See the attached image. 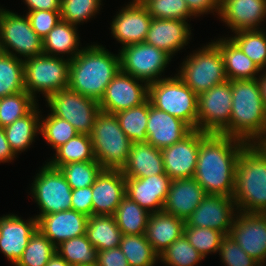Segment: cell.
<instances>
[{
	"mask_svg": "<svg viewBox=\"0 0 266 266\" xmlns=\"http://www.w3.org/2000/svg\"><path fill=\"white\" fill-rule=\"evenodd\" d=\"M185 221L164 211L150 213L145 237L160 255L183 235Z\"/></svg>",
	"mask_w": 266,
	"mask_h": 266,
	"instance_id": "obj_28",
	"label": "cell"
},
{
	"mask_svg": "<svg viewBox=\"0 0 266 266\" xmlns=\"http://www.w3.org/2000/svg\"><path fill=\"white\" fill-rule=\"evenodd\" d=\"M172 179L167 174L126 178V195L149 213L160 212Z\"/></svg>",
	"mask_w": 266,
	"mask_h": 266,
	"instance_id": "obj_22",
	"label": "cell"
},
{
	"mask_svg": "<svg viewBox=\"0 0 266 266\" xmlns=\"http://www.w3.org/2000/svg\"><path fill=\"white\" fill-rule=\"evenodd\" d=\"M31 27L36 34L44 39L61 20L60 10H37L26 13Z\"/></svg>",
	"mask_w": 266,
	"mask_h": 266,
	"instance_id": "obj_49",
	"label": "cell"
},
{
	"mask_svg": "<svg viewBox=\"0 0 266 266\" xmlns=\"http://www.w3.org/2000/svg\"><path fill=\"white\" fill-rule=\"evenodd\" d=\"M40 117V135L54 151L75 137L77 130L68 121L54 116L51 112L47 117Z\"/></svg>",
	"mask_w": 266,
	"mask_h": 266,
	"instance_id": "obj_42",
	"label": "cell"
},
{
	"mask_svg": "<svg viewBox=\"0 0 266 266\" xmlns=\"http://www.w3.org/2000/svg\"><path fill=\"white\" fill-rule=\"evenodd\" d=\"M121 129L132 143H147V121L149 99L139 106L119 111L115 114Z\"/></svg>",
	"mask_w": 266,
	"mask_h": 266,
	"instance_id": "obj_35",
	"label": "cell"
},
{
	"mask_svg": "<svg viewBox=\"0 0 266 266\" xmlns=\"http://www.w3.org/2000/svg\"><path fill=\"white\" fill-rule=\"evenodd\" d=\"M213 41L222 54L228 80H254L259 77L262 71L229 37L223 36Z\"/></svg>",
	"mask_w": 266,
	"mask_h": 266,
	"instance_id": "obj_29",
	"label": "cell"
},
{
	"mask_svg": "<svg viewBox=\"0 0 266 266\" xmlns=\"http://www.w3.org/2000/svg\"><path fill=\"white\" fill-rule=\"evenodd\" d=\"M237 212L232 197L208 194L185 221V226L216 229L229 235Z\"/></svg>",
	"mask_w": 266,
	"mask_h": 266,
	"instance_id": "obj_16",
	"label": "cell"
},
{
	"mask_svg": "<svg viewBox=\"0 0 266 266\" xmlns=\"http://www.w3.org/2000/svg\"><path fill=\"white\" fill-rule=\"evenodd\" d=\"M28 7L27 12L37 10H60L61 0H23Z\"/></svg>",
	"mask_w": 266,
	"mask_h": 266,
	"instance_id": "obj_53",
	"label": "cell"
},
{
	"mask_svg": "<svg viewBox=\"0 0 266 266\" xmlns=\"http://www.w3.org/2000/svg\"><path fill=\"white\" fill-rule=\"evenodd\" d=\"M72 190L92 186L103 170L98 161L72 162L59 167Z\"/></svg>",
	"mask_w": 266,
	"mask_h": 266,
	"instance_id": "obj_44",
	"label": "cell"
},
{
	"mask_svg": "<svg viewBox=\"0 0 266 266\" xmlns=\"http://www.w3.org/2000/svg\"><path fill=\"white\" fill-rule=\"evenodd\" d=\"M54 156L47 163L55 168L72 162L97 161L94 157L91 136L77 134L55 150Z\"/></svg>",
	"mask_w": 266,
	"mask_h": 266,
	"instance_id": "obj_33",
	"label": "cell"
},
{
	"mask_svg": "<svg viewBox=\"0 0 266 266\" xmlns=\"http://www.w3.org/2000/svg\"><path fill=\"white\" fill-rule=\"evenodd\" d=\"M85 235L97 251H103L119 247L123 233L113 215H92Z\"/></svg>",
	"mask_w": 266,
	"mask_h": 266,
	"instance_id": "obj_32",
	"label": "cell"
},
{
	"mask_svg": "<svg viewBox=\"0 0 266 266\" xmlns=\"http://www.w3.org/2000/svg\"><path fill=\"white\" fill-rule=\"evenodd\" d=\"M120 70L119 52L113 54L98 43L87 45L70 61L68 87L99 102Z\"/></svg>",
	"mask_w": 266,
	"mask_h": 266,
	"instance_id": "obj_2",
	"label": "cell"
},
{
	"mask_svg": "<svg viewBox=\"0 0 266 266\" xmlns=\"http://www.w3.org/2000/svg\"><path fill=\"white\" fill-rule=\"evenodd\" d=\"M188 21L152 18L145 42L170 56L185 48L191 39Z\"/></svg>",
	"mask_w": 266,
	"mask_h": 266,
	"instance_id": "obj_23",
	"label": "cell"
},
{
	"mask_svg": "<svg viewBox=\"0 0 266 266\" xmlns=\"http://www.w3.org/2000/svg\"><path fill=\"white\" fill-rule=\"evenodd\" d=\"M257 80H258V85L260 88V94L262 97V101L264 102V105L266 108V72L265 70L261 72Z\"/></svg>",
	"mask_w": 266,
	"mask_h": 266,
	"instance_id": "obj_55",
	"label": "cell"
},
{
	"mask_svg": "<svg viewBox=\"0 0 266 266\" xmlns=\"http://www.w3.org/2000/svg\"><path fill=\"white\" fill-rule=\"evenodd\" d=\"M143 0H132V1H130V2H142Z\"/></svg>",
	"mask_w": 266,
	"mask_h": 266,
	"instance_id": "obj_58",
	"label": "cell"
},
{
	"mask_svg": "<svg viewBox=\"0 0 266 266\" xmlns=\"http://www.w3.org/2000/svg\"><path fill=\"white\" fill-rule=\"evenodd\" d=\"M102 0H61V20L78 26L100 11Z\"/></svg>",
	"mask_w": 266,
	"mask_h": 266,
	"instance_id": "obj_46",
	"label": "cell"
},
{
	"mask_svg": "<svg viewBox=\"0 0 266 266\" xmlns=\"http://www.w3.org/2000/svg\"><path fill=\"white\" fill-rule=\"evenodd\" d=\"M261 71H266V32L262 30H241L229 37Z\"/></svg>",
	"mask_w": 266,
	"mask_h": 266,
	"instance_id": "obj_39",
	"label": "cell"
},
{
	"mask_svg": "<svg viewBox=\"0 0 266 266\" xmlns=\"http://www.w3.org/2000/svg\"><path fill=\"white\" fill-rule=\"evenodd\" d=\"M89 217L75 210L41 216L38 229L57 247L63 241L86 234Z\"/></svg>",
	"mask_w": 266,
	"mask_h": 266,
	"instance_id": "obj_25",
	"label": "cell"
},
{
	"mask_svg": "<svg viewBox=\"0 0 266 266\" xmlns=\"http://www.w3.org/2000/svg\"><path fill=\"white\" fill-rule=\"evenodd\" d=\"M71 209L88 217L93 215L92 186L72 190Z\"/></svg>",
	"mask_w": 266,
	"mask_h": 266,
	"instance_id": "obj_50",
	"label": "cell"
},
{
	"mask_svg": "<svg viewBox=\"0 0 266 266\" xmlns=\"http://www.w3.org/2000/svg\"><path fill=\"white\" fill-rule=\"evenodd\" d=\"M185 2L195 18L210 13H217L219 16L221 0H185Z\"/></svg>",
	"mask_w": 266,
	"mask_h": 266,
	"instance_id": "obj_52",
	"label": "cell"
},
{
	"mask_svg": "<svg viewBox=\"0 0 266 266\" xmlns=\"http://www.w3.org/2000/svg\"><path fill=\"white\" fill-rule=\"evenodd\" d=\"M148 99L156 109L184 121L192 130L197 129L198 95L176 74L148 85Z\"/></svg>",
	"mask_w": 266,
	"mask_h": 266,
	"instance_id": "obj_7",
	"label": "cell"
},
{
	"mask_svg": "<svg viewBox=\"0 0 266 266\" xmlns=\"http://www.w3.org/2000/svg\"><path fill=\"white\" fill-rule=\"evenodd\" d=\"M25 90L24 60L0 51V96Z\"/></svg>",
	"mask_w": 266,
	"mask_h": 266,
	"instance_id": "obj_36",
	"label": "cell"
},
{
	"mask_svg": "<svg viewBox=\"0 0 266 266\" xmlns=\"http://www.w3.org/2000/svg\"><path fill=\"white\" fill-rule=\"evenodd\" d=\"M148 99V85L121 70L106 87L99 101L100 110L116 114L139 106Z\"/></svg>",
	"mask_w": 266,
	"mask_h": 266,
	"instance_id": "obj_15",
	"label": "cell"
},
{
	"mask_svg": "<svg viewBox=\"0 0 266 266\" xmlns=\"http://www.w3.org/2000/svg\"><path fill=\"white\" fill-rule=\"evenodd\" d=\"M266 154V134L256 143Z\"/></svg>",
	"mask_w": 266,
	"mask_h": 266,
	"instance_id": "obj_57",
	"label": "cell"
},
{
	"mask_svg": "<svg viewBox=\"0 0 266 266\" xmlns=\"http://www.w3.org/2000/svg\"><path fill=\"white\" fill-rule=\"evenodd\" d=\"M141 4L152 18L189 21L194 15L185 0H143Z\"/></svg>",
	"mask_w": 266,
	"mask_h": 266,
	"instance_id": "obj_47",
	"label": "cell"
},
{
	"mask_svg": "<svg viewBox=\"0 0 266 266\" xmlns=\"http://www.w3.org/2000/svg\"><path fill=\"white\" fill-rule=\"evenodd\" d=\"M207 195L194 178L174 179L162 211L186 221Z\"/></svg>",
	"mask_w": 266,
	"mask_h": 266,
	"instance_id": "obj_24",
	"label": "cell"
},
{
	"mask_svg": "<svg viewBox=\"0 0 266 266\" xmlns=\"http://www.w3.org/2000/svg\"><path fill=\"white\" fill-rule=\"evenodd\" d=\"M221 134L247 144H256L266 134V108L257 79L232 81L230 123Z\"/></svg>",
	"mask_w": 266,
	"mask_h": 266,
	"instance_id": "obj_3",
	"label": "cell"
},
{
	"mask_svg": "<svg viewBox=\"0 0 266 266\" xmlns=\"http://www.w3.org/2000/svg\"><path fill=\"white\" fill-rule=\"evenodd\" d=\"M211 41L187 55L176 74L197 95L228 80L220 49L213 40Z\"/></svg>",
	"mask_w": 266,
	"mask_h": 266,
	"instance_id": "obj_6",
	"label": "cell"
},
{
	"mask_svg": "<svg viewBox=\"0 0 266 266\" xmlns=\"http://www.w3.org/2000/svg\"><path fill=\"white\" fill-rule=\"evenodd\" d=\"M183 235L204 258L209 253H218L221 239L225 236L216 229L196 226H185Z\"/></svg>",
	"mask_w": 266,
	"mask_h": 266,
	"instance_id": "obj_45",
	"label": "cell"
},
{
	"mask_svg": "<svg viewBox=\"0 0 266 266\" xmlns=\"http://www.w3.org/2000/svg\"><path fill=\"white\" fill-rule=\"evenodd\" d=\"M39 110L37 105L29 114L3 128L9 146L16 156L28 149L40 134Z\"/></svg>",
	"mask_w": 266,
	"mask_h": 266,
	"instance_id": "obj_31",
	"label": "cell"
},
{
	"mask_svg": "<svg viewBox=\"0 0 266 266\" xmlns=\"http://www.w3.org/2000/svg\"><path fill=\"white\" fill-rule=\"evenodd\" d=\"M36 101L27 91H22L1 98L0 101V127L11 125L15 120L29 114L37 105Z\"/></svg>",
	"mask_w": 266,
	"mask_h": 266,
	"instance_id": "obj_40",
	"label": "cell"
},
{
	"mask_svg": "<svg viewBox=\"0 0 266 266\" xmlns=\"http://www.w3.org/2000/svg\"><path fill=\"white\" fill-rule=\"evenodd\" d=\"M119 55L121 71L147 85L168 78L162 73L172 61V57L153 45L146 42L126 45L119 49Z\"/></svg>",
	"mask_w": 266,
	"mask_h": 266,
	"instance_id": "obj_10",
	"label": "cell"
},
{
	"mask_svg": "<svg viewBox=\"0 0 266 266\" xmlns=\"http://www.w3.org/2000/svg\"><path fill=\"white\" fill-rule=\"evenodd\" d=\"M197 129L221 134L230 123L232 110V81L216 85L198 95Z\"/></svg>",
	"mask_w": 266,
	"mask_h": 266,
	"instance_id": "obj_13",
	"label": "cell"
},
{
	"mask_svg": "<svg viewBox=\"0 0 266 266\" xmlns=\"http://www.w3.org/2000/svg\"><path fill=\"white\" fill-rule=\"evenodd\" d=\"M147 143L158 149L171 146L186 137L192 129L182 120L156 109L149 100Z\"/></svg>",
	"mask_w": 266,
	"mask_h": 266,
	"instance_id": "obj_26",
	"label": "cell"
},
{
	"mask_svg": "<svg viewBox=\"0 0 266 266\" xmlns=\"http://www.w3.org/2000/svg\"><path fill=\"white\" fill-rule=\"evenodd\" d=\"M219 256L224 266H262L249 256L230 236L225 235L220 242Z\"/></svg>",
	"mask_w": 266,
	"mask_h": 266,
	"instance_id": "obj_48",
	"label": "cell"
},
{
	"mask_svg": "<svg viewBox=\"0 0 266 266\" xmlns=\"http://www.w3.org/2000/svg\"><path fill=\"white\" fill-rule=\"evenodd\" d=\"M39 170L29 192L40 209L35 217L70 210L72 189L59 168L46 162Z\"/></svg>",
	"mask_w": 266,
	"mask_h": 266,
	"instance_id": "obj_11",
	"label": "cell"
},
{
	"mask_svg": "<svg viewBox=\"0 0 266 266\" xmlns=\"http://www.w3.org/2000/svg\"><path fill=\"white\" fill-rule=\"evenodd\" d=\"M219 17L232 33L262 30L260 26L266 20V0H221Z\"/></svg>",
	"mask_w": 266,
	"mask_h": 266,
	"instance_id": "obj_21",
	"label": "cell"
},
{
	"mask_svg": "<svg viewBox=\"0 0 266 266\" xmlns=\"http://www.w3.org/2000/svg\"><path fill=\"white\" fill-rule=\"evenodd\" d=\"M90 136L94 157L103 169L122 170L132 142L121 129L117 116L100 111Z\"/></svg>",
	"mask_w": 266,
	"mask_h": 266,
	"instance_id": "obj_5",
	"label": "cell"
},
{
	"mask_svg": "<svg viewBox=\"0 0 266 266\" xmlns=\"http://www.w3.org/2000/svg\"><path fill=\"white\" fill-rule=\"evenodd\" d=\"M70 60L46 54L24 59L25 90L36 100L42 94L45 100L67 88ZM41 92V93H40Z\"/></svg>",
	"mask_w": 266,
	"mask_h": 266,
	"instance_id": "obj_8",
	"label": "cell"
},
{
	"mask_svg": "<svg viewBox=\"0 0 266 266\" xmlns=\"http://www.w3.org/2000/svg\"><path fill=\"white\" fill-rule=\"evenodd\" d=\"M126 196V177L121 170L103 169L92 185L93 215H114Z\"/></svg>",
	"mask_w": 266,
	"mask_h": 266,
	"instance_id": "obj_20",
	"label": "cell"
},
{
	"mask_svg": "<svg viewBox=\"0 0 266 266\" xmlns=\"http://www.w3.org/2000/svg\"><path fill=\"white\" fill-rule=\"evenodd\" d=\"M56 253L71 266H96L97 249L86 235L63 241L56 247Z\"/></svg>",
	"mask_w": 266,
	"mask_h": 266,
	"instance_id": "obj_37",
	"label": "cell"
},
{
	"mask_svg": "<svg viewBox=\"0 0 266 266\" xmlns=\"http://www.w3.org/2000/svg\"><path fill=\"white\" fill-rule=\"evenodd\" d=\"M114 17L109 29L122 47L145 42L152 17L140 2H128Z\"/></svg>",
	"mask_w": 266,
	"mask_h": 266,
	"instance_id": "obj_18",
	"label": "cell"
},
{
	"mask_svg": "<svg viewBox=\"0 0 266 266\" xmlns=\"http://www.w3.org/2000/svg\"><path fill=\"white\" fill-rule=\"evenodd\" d=\"M232 198L238 211L266 213V154L257 144L240 153Z\"/></svg>",
	"mask_w": 266,
	"mask_h": 266,
	"instance_id": "obj_4",
	"label": "cell"
},
{
	"mask_svg": "<svg viewBox=\"0 0 266 266\" xmlns=\"http://www.w3.org/2000/svg\"><path fill=\"white\" fill-rule=\"evenodd\" d=\"M113 216L123 235H145L150 213L127 195L121 200Z\"/></svg>",
	"mask_w": 266,
	"mask_h": 266,
	"instance_id": "obj_34",
	"label": "cell"
},
{
	"mask_svg": "<svg viewBox=\"0 0 266 266\" xmlns=\"http://www.w3.org/2000/svg\"><path fill=\"white\" fill-rule=\"evenodd\" d=\"M55 253L56 246L37 229L14 266H46Z\"/></svg>",
	"mask_w": 266,
	"mask_h": 266,
	"instance_id": "obj_41",
	"label": "cell"
},
{
	"mask_svg": "<svg viewBox=\"0 0 266 266\" xmlns=\"http://www.w3.org/2000/svg\"><path fill=\"white\" fill-rule=\"evenodd\" d=\"M16 157L9 146L4 129L0 127V163H11Z\"/></svg>",
	"mask_w": 266,
	"mask_h": 266,
	"instance_id": "obj_54",
	"label": "cell"
},
{
	"mask_svg": "<svg viewBox=\"0 0 266 266\" xmlns=\"http://www.w3.org/2000/svg\"><path fill=\"white\" fill-rule=\"evenodd\" d=\"M229 235L262 266H266V213L238 211Z\"/></svg>",
	"mask_w": 266,
	"mask_h": 266,
	"instance_id": "obj_14",
	"label": "cell"
},
{
	"mask_svg": "<svg viewBox=\"0 0 266 266\" xmlns=\"http://www.w3.org/2000/svg\"><path fill=\"white\" fill-rule=\"evenodd\" d=\"M204 259L184 235L159 255V263L164 266H198Z\"/></svg>",
	"mask_w": 266,
	"mask_h": 266,
	"instance_id": "obj_43",
	"label": "cell"
},
{
	"mask_svg": "<svg viewBox=\"0 0 266 266\" xmlns=\"http://www.w3.org/2000/svg\"><path fill=\"white\" fill-rule=\"evenodd\" d=\"M45 101L54 116L68 121L78 133L91 135L95 118L101 111L97 100L67 87L50 95Z\"/></svg>",
	"mask_w": 266,
	"mask_h": 266,
	"instance_id": "obj_12",
	"label": "cell"
},
{
	"mask_svg": "<svg viewBox=\"0 0 266 266\" xmlns=\"http://www.w3.org/2000/svg\"><path fill=\"white\" fill-rule=\"evenodd\" d=\"M119 248L130 266H155L159 261L145 235H123Z\"/></svg>",
	"mask_w": 266,
	"mask_h": 266,
	"instance_id": "obj_38",
	"label": "cell"
},
{
	"mask_svg": "<svg viewBox=\"0 0 266 266\" xmlns=\"http://www.w3.org/2000/svg\"><path fill=\"white\" fill-rule=\"evenodd\" d=\"M246 145L244 141L217 133H208L200 141L193 178L207 194L233 196L237 161Z\"/></svg>",
	"mask_w": 266,
	"mask_h": 266,
	"instance_id": "obj_1",
	"label": "cell"
},
{
	"mask_svg": "<svg viewBox=\"0 0 266 266\" xmlns=\"http://www.w3.org/2000/svg\"><path fill=\"white\" fill-rule=\"evenodd\" d=\"M76 25L60 20L43 40V54L72 60L83 47ZM80 44V45H79Z\"/></svg>",
	"mask_w": 266,
	"mask_h": 266,
	"instance_id": "obj_30",
	"label": "cell"
},
{
	"mask_svg": "<svg viewBox=\"0 0 266 266\" xmlns=\"http://www.w3.org/2000/svg\"><path fill=\"white\" fill-rule=\"evenodd\" d=\"M121 171L126 178L166 174L161 149L149 143H132L128 160Z\"/></svg>",
	"mask_w": 266,
	"mask_h": 266,
	"instance_id": "obj_27",
	"label": "cell"
},
{
	"mask_svg": "<svg viewBox=\"0 0 266 266\" xmlns=\"http://www.w3.org/2000/svg\"><path fill=\"white\" fill-rule=\"evenodd\" d=\"M96 266H130L119 247L97 251Z\"/></svg>",
	"mask_w": 266,
	"mask_h": 266,
	"instance_id": "obj_51",
	"label": "cell"
},
{
	"mask_svg": "<svg viewBox=\"0 0 266 266\" xmlns=\"http://www.w3.org/2000/svg\"><path fill=\"white\" fill-rule=\"evenodd\" d=\"M0 51L23 60L43 54V40L26 14L18 15L0 7Z\"/></svg>",
	"mask_w": 266,
	"mask_h": 266,
	"instance_id": "obj_9",
	"label": "cell"
},
{
	"mask_svg": "<svg viewBox=\"0 0 266 266\" xmlns=\"http://www.w3.org/2000/svg\"><path fill=\"white\" fill-rule=\"evenodd\" d=\"M46 266H71L64 258L55 253Z\"/></svg>",
	"mask_w": 266,
	"mask_h": 266,
	"instance_id": "obj_56",
	"label": "cell"
},
{
	"mask_svg": "<svg viewBox=\"0 0 266 266\" xmlns=\"http://www.w3.org/2000/svg\"><path fill=\"white\" fill-rule=\"evenodd\" d=\"M207 134L195 129L181 141L161 149L165 173L172 180L194 177L199 144Z\"/></svg>",
	"mask_w": 266,
	"mask_h": 266,
	"instance_id": "obj_17",
	"label": "cell"
},
{
	"mask_svg": "<svg viewBox=\"0 0 266 266\" xmlns=\"http://www.w3.org/2000/svg\"><path fill=\"white\" fill-rule=\"evenodd\" d=\"M33 217L26 221L12 213L0 217V252L13 265L22 257L30 237L38 229V219Z\"/></svg>",
	"mask_w": 266,
	"mask_h": 266,
	"instance_id": "obj_19",
	"label": "cell"
}]
</instances>
